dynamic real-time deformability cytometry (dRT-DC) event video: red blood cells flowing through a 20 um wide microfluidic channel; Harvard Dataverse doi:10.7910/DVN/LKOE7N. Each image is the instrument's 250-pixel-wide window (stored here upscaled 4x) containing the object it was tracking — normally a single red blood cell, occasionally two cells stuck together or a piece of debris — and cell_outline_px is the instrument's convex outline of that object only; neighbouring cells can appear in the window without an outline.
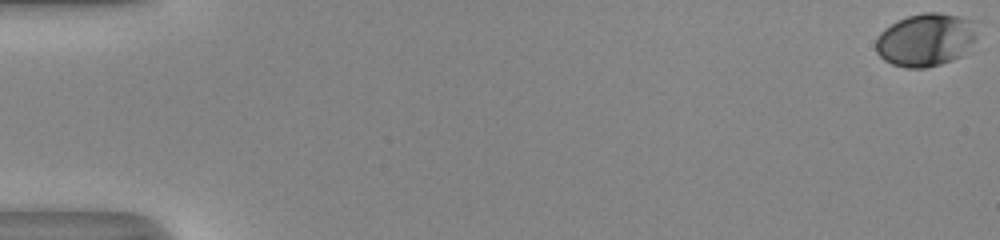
{"species": "human", "species_latin": "Homo sapiens", "temperature_condition": "room temperature", "stored_images_in_passage": 54, "camera_frame_rate_fps": 3000, "um_per_image_px": 0.085, "donor": {"sex": "male"}, "frame": {"image": 1, "passage_image": 1, "time_ms": 0.0, "image_size_px": [1000, 240], "cell_outline_px": [[984, 20], [972, 52], [952, 60], [940, 64], [924, 68], [904, 68], [892, 64], [884, 60], [876, 52], [876, 40], [880, 32], [884, 28], [908, 16], [924, 12], [940, 12]], "centroid_in_image_um": [78.87, 3.36], "position_along_channel_um": 6.1, "area_um2": 32.77}}
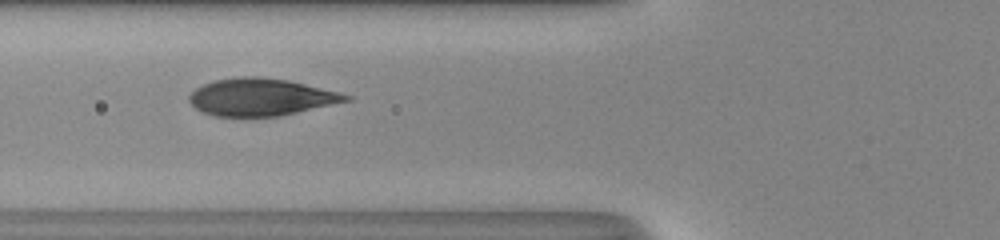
{"frame": {"image": 2, "passage_image": 23, "time_ms": 7.333, "image_size_px": [1000, 240], "cell_outline_px": [[352, 100], [280, 116], [216, 116], [200, 112], [188, 100], [188, 96], [196, 88], [204, 84], [216, 80], [240, 76], [256, 76], [288, 80], [340, 92], [352, 96]], "centroid_in_image_um": [22.18, 8.25], "position_along_channel_um": 103.6, "area_um2": 33.99}}
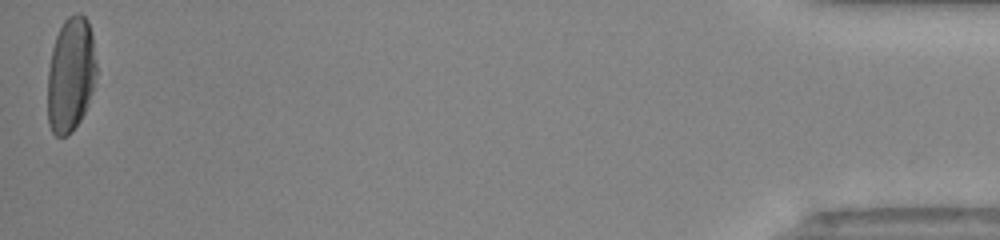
{"frame": {"image": 3, "passage_image": 54, "time_ms": 17.667, "image_size_px": [1000, 240], "cell_outline_px": [[96, 76], [92, 92], [84, 112], [80, 120], [68, 136], [56, 136], [52, 132], [48, 124], [48, 68], [52, 48], [56, 36], [64, 20], [68, 16], [76, 12], [80, 12], [88, 20], [92, 32], [96, 64]], "centroid_in_image_um": [6.01, 6.32], "position_along_channel_um": 429.2, "area_um2": 32.89}, "authors_computed_cell_mechanics": {"area_um2": 33.3795, "velocity_mm_per_s": 4.0576, "shape_relaxation_time_tau1_ms": 3.7036, "shape_relaxation_time_tau2_ms": null, "deformation_change_tau1": 0.2021, "deformation_change_tau2": null}}